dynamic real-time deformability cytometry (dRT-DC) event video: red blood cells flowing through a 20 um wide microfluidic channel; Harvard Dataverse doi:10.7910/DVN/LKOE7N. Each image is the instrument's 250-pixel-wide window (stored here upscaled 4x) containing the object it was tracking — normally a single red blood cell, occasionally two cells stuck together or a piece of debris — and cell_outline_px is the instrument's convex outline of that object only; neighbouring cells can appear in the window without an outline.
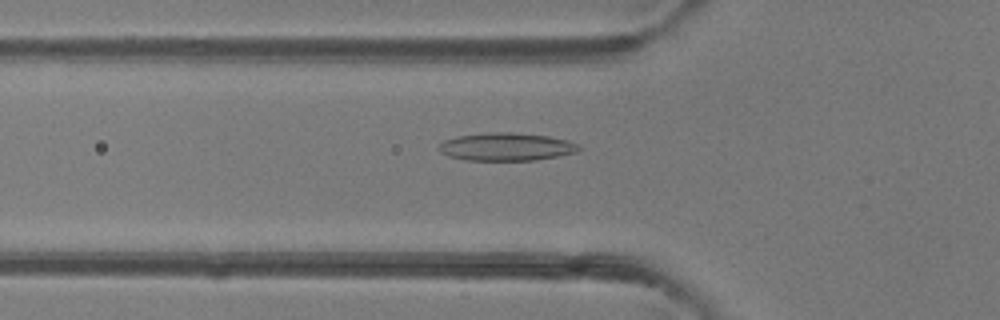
{"species": "common noctule bat (a hibernating species)", "species_latin": "Nyctalus noctula", "temperature_condition": "room temperature", "stored_images_in_passage": 49, "camera_frame_rate_fps": 3000, "um_per_image_px": 0.085, "animal": {"sex": "female"}, "frame": {"image": 1, "passage_image": 17, "time_ms": 5.333, "image_size_px": [1000, 320], "cell_outline_px": [[580, 148], [576, 152], [536, 160], [464, 160], [448, 156], [440, 152], [436, 148], [444, 140], [456, 136], [488, 132], [512, 132], [548, 136], [568, 140], [580, 144]], "centroid_in_image_um": [43.0, 12.47], "position_along_channel_um": 82.8, "area_um2": 22.89}}
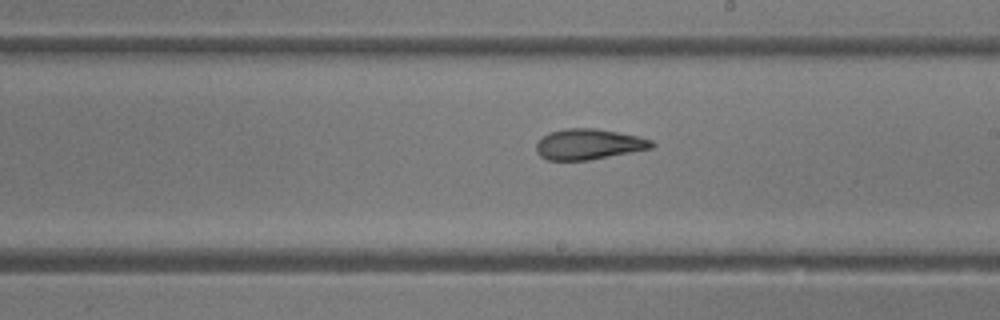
{"frame": {"image": 2, "passage_image": 28, "time_ms": 9.0, "image_size_px": [1000, 320], "cell_outline_px": [[656, 144], [652, 148], [588, 160], [548, 160], [540, 156], [536, 152], [536, 144], [548, 132], [564, 128], [596, 128], [636, 136], [652, 140]], "centroid_in_image_um": [50.01, 12.25], "position_along_channel_um": 239.0, "area_um2": 20.46}}
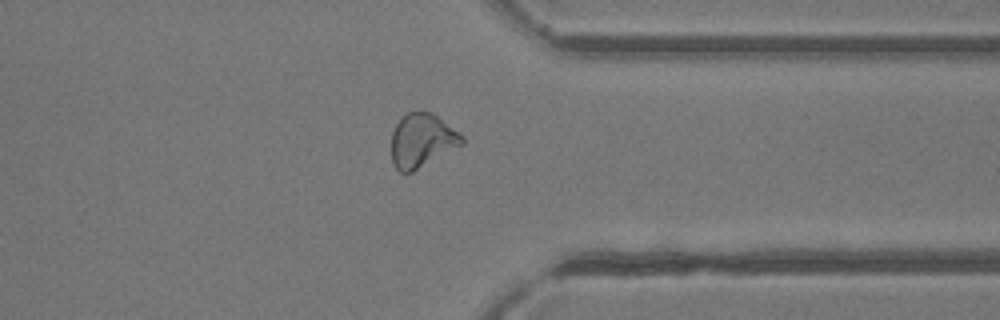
{"frame": {"image": 3, "passage_image": 38, "time_ms": 12.333, "image_size_px": [1000, 320], "cell_outline_px": [[464, 144], [412, 172], [400, 172], [392, 164], [392, 132], [396, 124], [408, 112], [432, 112], [464, 136]], "centroid_in_image_um": [35.88, 11.95], "position_along_channel_um": 375.5, "area_um2": 21.96}, "authors_computed_cell_mechanics": {"area_um2": 22.1952, "velocity_mm_per_s": 4.2337, "shape_relaxation_time_tau1_ms": null, "shape_relaxation_time_tau2_ms": 1.8723, "deformation_change_tau1": null, "deformation_change_tau2": 0.0939}}